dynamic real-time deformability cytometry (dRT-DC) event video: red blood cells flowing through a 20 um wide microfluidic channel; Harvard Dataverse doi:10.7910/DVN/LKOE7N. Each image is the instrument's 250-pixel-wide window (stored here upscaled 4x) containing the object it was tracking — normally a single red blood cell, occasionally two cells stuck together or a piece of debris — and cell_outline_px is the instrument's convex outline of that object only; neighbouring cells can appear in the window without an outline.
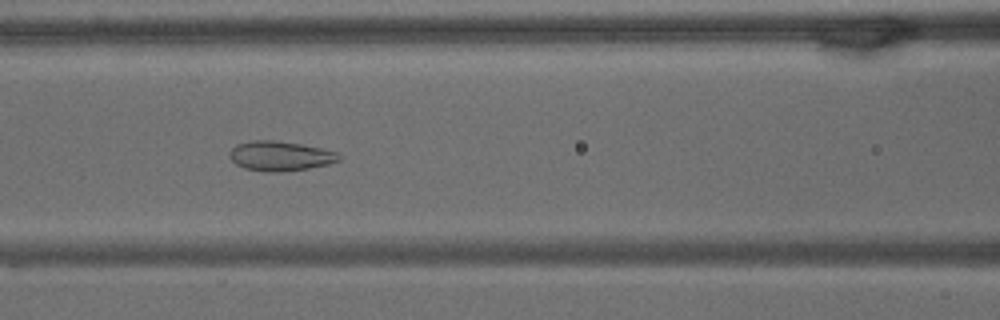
{"species": "common noctule bat (a hibernating species)", "species_latin": "Nyctalus noctula", "temperature_condition": "warm", "stored_images_in_passage": 50, "camera_frame_rate_fps": 3000, "um_per_image_px": 0.085, "animal": {"sex": "male", "body_mass_g": 15.6}, "frame": {"image": 1, "passage_image": 26, "time_ms": 8.333, "image_size_px": [1000, 320], "cell_outline_px": [[340, 160], [328, 164], [308, 168], [280, 172], [272, 172], [244, 168], [236, 164], [228, 156], [228, 152], [236, 144], [252, 140], [276, 140], [300, 144], [320, 148], [336, 152], [340, 156]], "centroid_in_image_um": [23.77, 13.25], "position_along_channel_um": 142.8, "area_um2": 18.84}}
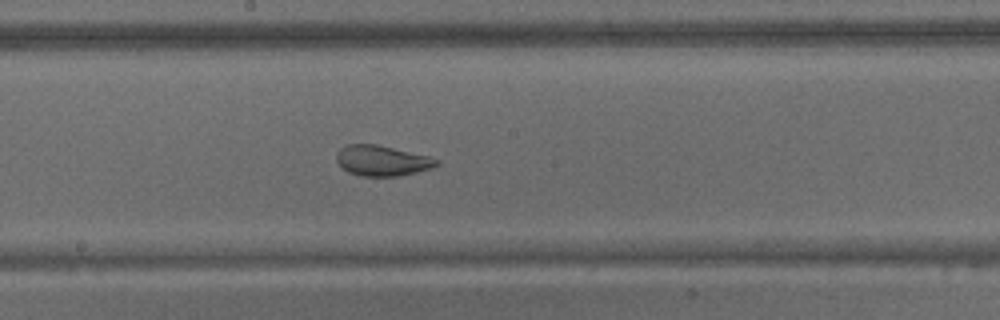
{"frame": {"image": 2, "passage_image": 33, "time_ms": 10.667, "image_size_px": [1000, 320], "cell_outline_px": [[440, 164], [432, 168], [416, 172], [396, 176], [360, 176], [348, 172], [336, 160], [336, 152], [340, 148], [348, 144], [376, 144], [428, 156], [440, 160]], "centroid_in_image_um": [32.47, 13.65], "position_along_channel_um": 215.7, "area_um2": 17.69}}
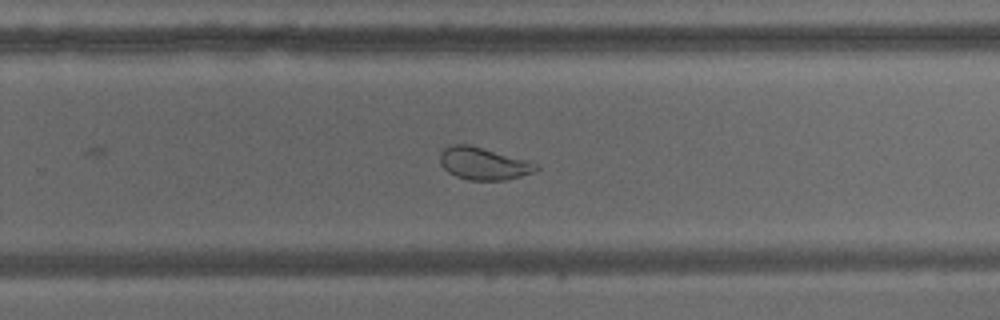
{"frame": {"image": 3, "passage_image": 40, "time_ms": 13.0, "image_size_px": [1000, 320], "cell_outline_px": [[540, 168], [532, 172], [520, 176], [504, 180], [468, 180], [456, 176], [448, 172], [440, 164], [440, 152], [448, 144], [468, 144], [484, 148], [528, 160], [540, 164]], "centroid_in_image_um": [41.09, 13.89], "position_along_channel_um": 288.7, "area_um2": 18.26}}